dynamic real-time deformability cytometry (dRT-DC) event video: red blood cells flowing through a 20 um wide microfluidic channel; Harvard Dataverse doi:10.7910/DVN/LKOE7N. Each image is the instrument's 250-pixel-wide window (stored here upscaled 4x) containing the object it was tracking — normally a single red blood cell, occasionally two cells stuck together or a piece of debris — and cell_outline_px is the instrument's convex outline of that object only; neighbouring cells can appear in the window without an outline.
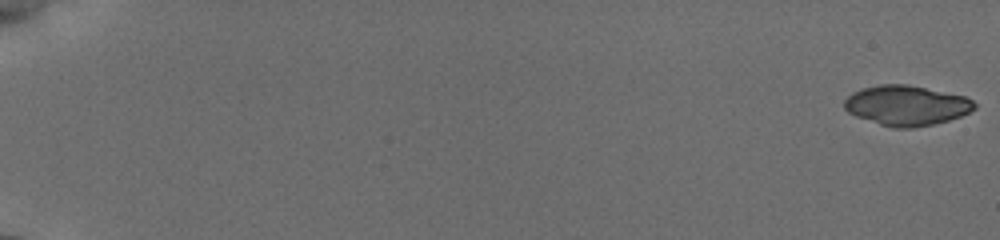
{"species": "common noctule bat (a hibernating species)", "species_latin": "Nyctalus noctula", "temperature_condition": "cold", "stored_images_in_passage": 11, "camera_frame_rate_fps": 3000, "um_per_image_px": 0.085, "animal": {"sex": "female", "body_mass_g": 19.5, "forearm_length_mm": 54.1}, "frame": {"image": 1, "passage_image": 1, "time_ms": 0.0, "image_size_px": [1000, 240], "cell_outline_px": [[976, 108], [960, 116], [948, 120], [932, 124], [912, 128], [892, 128], [856, 116], [848, 112], [844, 108], [844, 100], [852, 92], [864, 88], [880, 84], [908, 84], [964, 96], [972, 100], [976, 104]], "centroid_in_image_um": [77.03, 8.96], "position_along_channel_um": 8.0, "area_um2": 30.17}}